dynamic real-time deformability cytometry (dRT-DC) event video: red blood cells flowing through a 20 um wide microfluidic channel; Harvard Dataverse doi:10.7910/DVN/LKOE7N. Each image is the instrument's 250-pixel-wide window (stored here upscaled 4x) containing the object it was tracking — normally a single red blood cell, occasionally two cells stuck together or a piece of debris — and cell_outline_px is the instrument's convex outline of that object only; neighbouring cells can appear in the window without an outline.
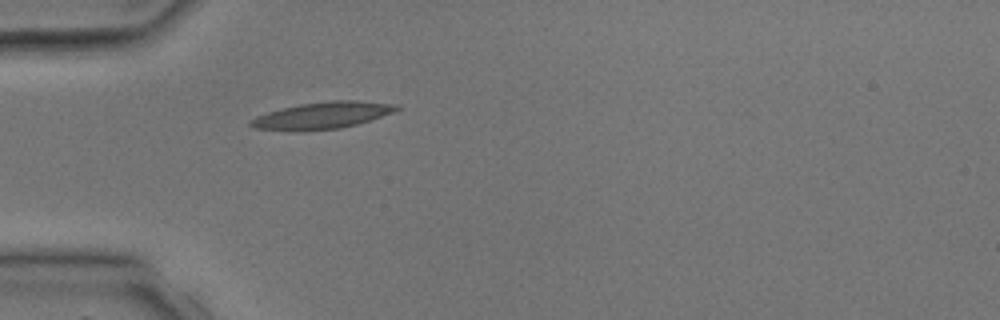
{"species": "common noctule bat (a hibernating species)", "species_latin": "Nyctalus noctula", "temperature_condition": "room temperature", "stored_images_in_passage": 2, "camera_frame_rate_fps": 3000, "um_per_image_px": 0.085, "animal": {"sex": "male", "body_mass_g": 17.9, "forearm_length_mm": 54.2}, "frame": {"image": 1, "passage_image": 2, "time_ms": 2.0, "image_size_px": [1000, 320], "cell_outline_px": [[400, 108], [396, 112], [356, 124], [340, 128], [300, 132], [296, 132], [252, 128], [248, 124], [256, 116], [268, 112], [300, 104], [332, 100], [352, 100], [396, 104]], "centroid_in_image_um": [27.38, 9.83], "position_along_channel_um": 57.6, "area_um2": 22.89}}